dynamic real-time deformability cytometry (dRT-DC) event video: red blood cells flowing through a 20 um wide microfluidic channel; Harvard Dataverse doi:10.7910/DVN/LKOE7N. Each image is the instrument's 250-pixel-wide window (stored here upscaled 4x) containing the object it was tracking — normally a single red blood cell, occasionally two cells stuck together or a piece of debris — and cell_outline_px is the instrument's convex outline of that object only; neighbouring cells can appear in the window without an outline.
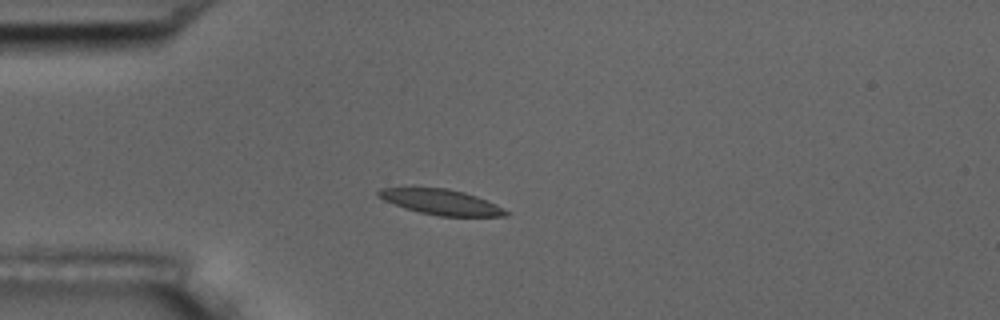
{"species": "common noctule bat (a hibernating species)", "species_latin": "Nyctalus noctula", "temperature_condition": "room temperature", "stored_images_in_passage": 14, "camera_frame_rate_fps": 3000, "um_per_image_px": 0.085, "animal": {"sex": "male", "body_mass_g": 17.5, "forearm_length_mm": 52.3}, "frame": {"image": 1, "passage_image": 3, "time_ms": 0.667, "image_size_px": [1000, 320], "cell_outline_px": [[512, 212], [508, 216], [440, 216], [420, 212], [404, 208], [384, 200], [376, 196], [376, 192], [380, 188], [412, 184], [448, 188], [464, 192], [476, 196], [496, 204]], "centroid_in_image_um": [37.4, 17.11], "position_along_channel_um": 47.6, "area_um2": 19.83}}
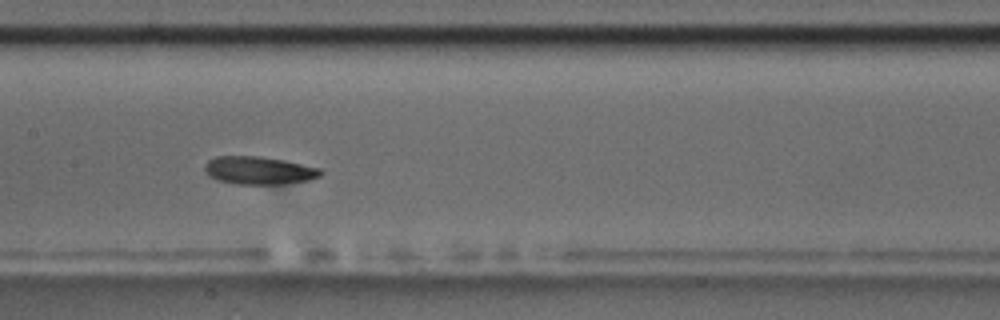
{"frame": {"image": 2, "passage_image": 7, "time_ms": 2.0, "image_size_px": [1000, 320], "cell_outline_px": [[324, 172], [320, 176], [308, 180], [280, 184], [236, 184], [220, 180], [208, 176], [204, 168], [204, 164], [208, 160], [216, 156], [260, 156], [284, 160], [320, 168]], "centroid_in_image_um": [22.0, 14.48], "position_along_channel_um": 185.4, "area_um2": 18.84}}
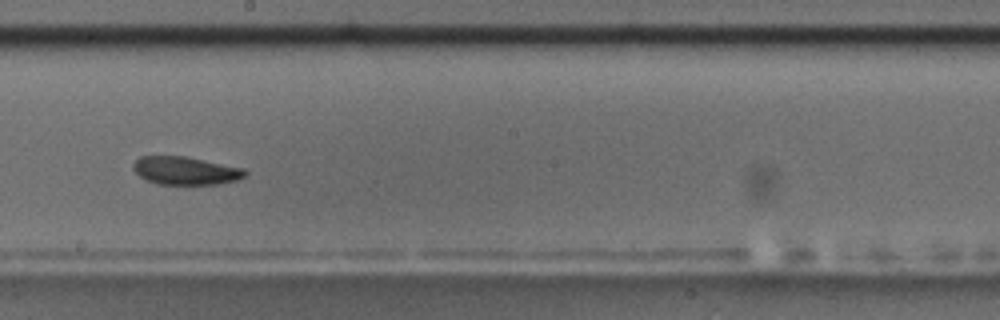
{"frame": {"image": 3, "passage_image": 8, "time_ms": 2.333, "image_size_px": [1000, 320], "cell_outline_px": [[248, 172], [244, 176], [236, 180], [220, 184], [156, 184], [140, 176], [132, 168], [132, 164], [140, 156], [184, 156], [244, 168]], "centroid_in_image_um": [15.76, 14.5], "position_along_channel_um": 232.4, "area_um2": 18.21}}